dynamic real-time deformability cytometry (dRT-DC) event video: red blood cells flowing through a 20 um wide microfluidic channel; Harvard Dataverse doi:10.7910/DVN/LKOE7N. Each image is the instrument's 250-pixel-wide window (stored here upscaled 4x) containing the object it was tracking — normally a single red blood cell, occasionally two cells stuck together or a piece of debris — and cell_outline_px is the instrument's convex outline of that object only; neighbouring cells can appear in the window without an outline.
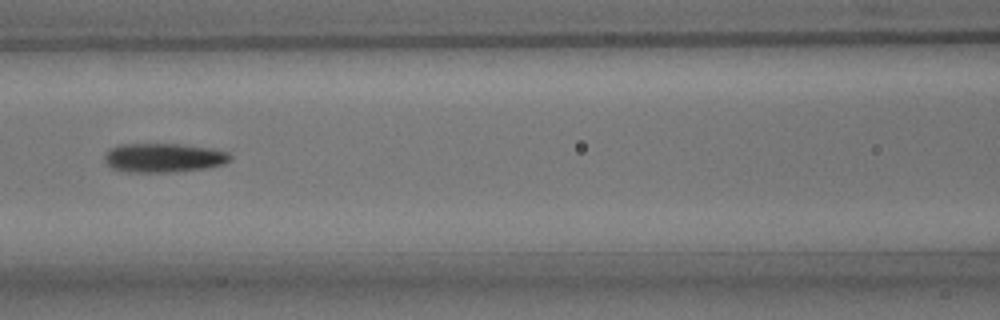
{"species": "common noctule bat (a hibernating species)", "species_latin": "Nyctalus noctula", "temperature_condition": "room temperature", "stored_images_in_passage": 38, "camera_frame_rate_fps": 3000, "um_per_image_px": 0.085, "animal": {"sex": "male", "body_mass_g": 15.6}, "frame": {"image": 1, "passage_image": 22, "time_ms": 7.0, "image_size_px": [1000, 320], "cell_outline_px": [[232, 160], [224, 164], [208, 168], [172, 172], [124, 172], [112, 168], [104, 160], [104, 156], [112, 148], [120, 144], [176, 144], [212, 148], [228, 152], [232, 156]], "centroid_in_image_um": [13.95, 13.42], "position_along_channel_um": 152.7, "area_um2": 21.39}}
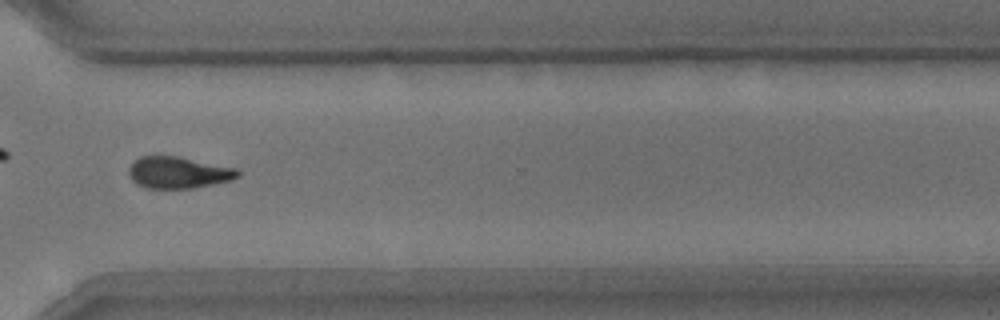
{"frame": {"image": 2, "passage_image": 38, "time_ms": 12.333, "image_size_px": [1000, 320], "cell_outline_px": [[240, 176], [232, 180], [192, 188], [144, 188], [136, 184], [132, 180], [128, 172], [128, 168], [140, 156], [176, 156], [236, 168], [240, 172]], "centroid_in_image_um": [15.15, 14.67], "position_along_channel_um": 355.5, "area_um2": 20.0}}